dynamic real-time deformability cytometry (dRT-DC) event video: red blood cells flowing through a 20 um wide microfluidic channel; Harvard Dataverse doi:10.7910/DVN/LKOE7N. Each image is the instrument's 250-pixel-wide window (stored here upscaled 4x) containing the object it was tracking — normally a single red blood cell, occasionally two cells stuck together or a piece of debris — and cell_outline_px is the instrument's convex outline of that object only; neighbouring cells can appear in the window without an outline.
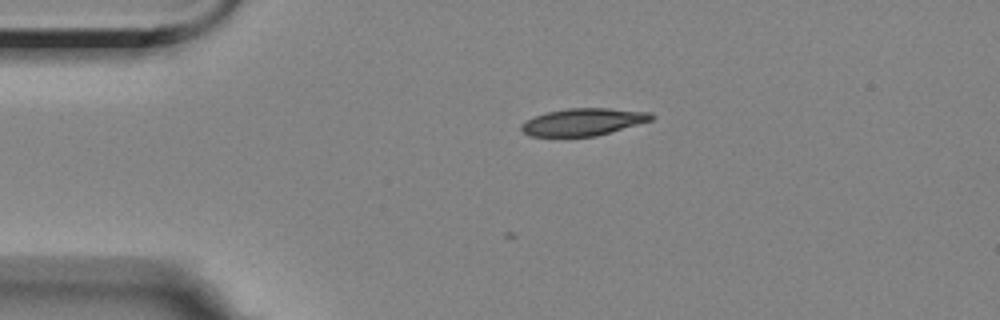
{"species": "Egyptian fruit bat (a non-hibernating species)", "species_latin": "Rousettus aegyptiacus", "temperature_condition": "room temperature", "stored_images_in_passage": 4, "camera_frame_rate_fps": 3000, "um_per_image_px": 0.085, "animal": {"sex": "female"}, "frame": {"image": 1, "passage_image": 4, "time_ms": 1.0, "image_size_px": [1000, 320], "cell_outline_px": [[656, 116], [652, 120], [596, 136], [528, 136], [520, 128], [520, 124], [536, 116], [548, 112], [568, 108], [608, 108], [652, 112]], "centroid_in_image_um": [49.61, 10.36], "position_along_channel_um": 35.4, "area_um2": 20.52}}